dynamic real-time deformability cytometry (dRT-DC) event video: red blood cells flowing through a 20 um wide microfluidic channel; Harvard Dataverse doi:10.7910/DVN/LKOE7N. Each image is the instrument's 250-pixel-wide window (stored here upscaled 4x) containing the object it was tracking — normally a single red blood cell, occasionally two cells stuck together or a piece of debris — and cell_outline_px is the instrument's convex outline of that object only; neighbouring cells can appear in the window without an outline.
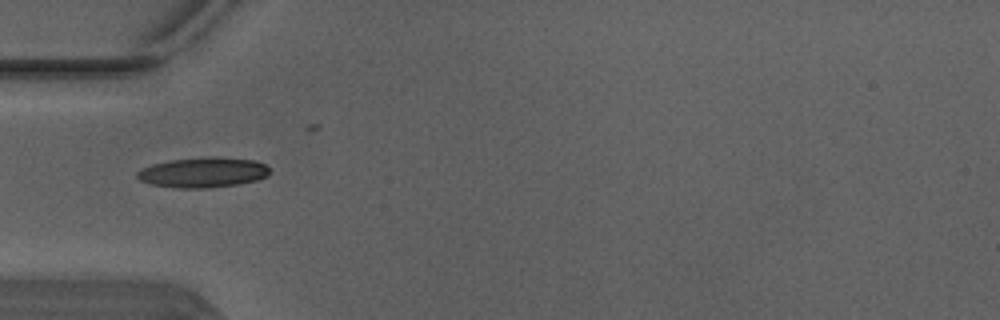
{"species": "Egyptian fruit bat (a non-hibernating species)", "species_latin": "Rousettus aegyptiacus", "temperature_condition": "warm", "stored_images_in_passage": 4, "camera_frame_rate_fps": 3000, "um_per_image_px": 0.085, "animal": {"sex": "male"}, "frame": {"image": 1, "passage_image": 3, "time_ms": 0.667, "image_size_px": [1000, 320], "cell_outline_px": [[268, 176], [256, 180], [236, 184], [208, 188], [176, 188], [148, 184], [140, 180], [136, 176], [136, 172], [140, 168], [152, 164], [168, 160], [212, 156], [216, 156], [252, 160], [264, 164], [268, 168]], "centroid_in_image_um": [17.19, 14.65], "position_along_channel_um": 67.8, "area_um2": 23.41}}
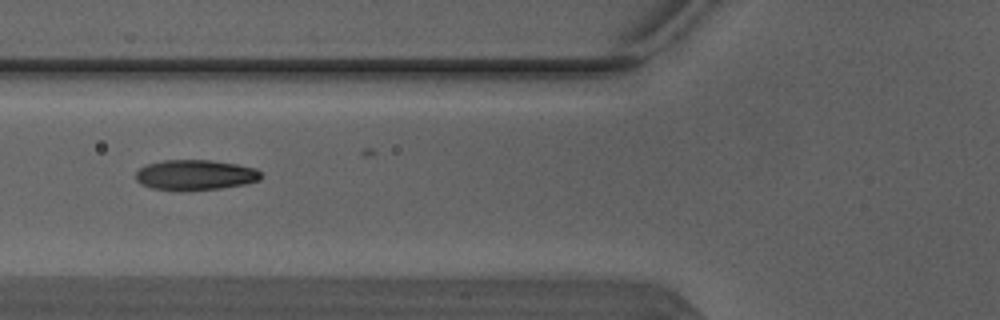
{"frame": {"image": 2, "passage_image": 4, "time_ms": 1.0, "image_size_px": [1000, 320], "cell_outline_px": [[260, 180], [244, 184], [220, 188], [188, 192], [180, 192], [152, 188], [140, 184], [136, 180], [136, 172], [140, 168], [148, 164], [164, 160], [208, 160], [236, 164], [256, 168], [260, 172]], "centroid_in_image_um": [16.56, 14.89], "position_along_channel_um": 109.2, "area_um2": 22.37}}